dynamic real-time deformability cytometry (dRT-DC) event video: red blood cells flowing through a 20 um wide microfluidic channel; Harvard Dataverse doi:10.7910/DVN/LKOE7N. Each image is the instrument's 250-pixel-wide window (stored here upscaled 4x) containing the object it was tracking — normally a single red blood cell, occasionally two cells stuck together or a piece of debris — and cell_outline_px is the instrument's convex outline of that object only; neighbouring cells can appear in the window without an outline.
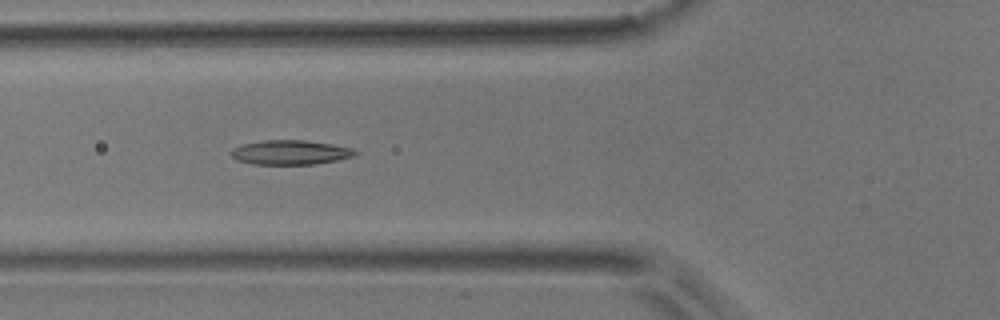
{"species": "common noctule bat (a hibernating species)", "species_latin": "Nyctalus noctula", "temperature_condition": "room temperature", "stored_images_in_passage": 6, "camera_frame_rate_fps": 3000, "um_per_image_px": 0.085, "animal": {"sex": "male", "body_mass_g": 17.9}, "frame": {"image": 1, "passage_image": 5, "time_ms": 4.667, "image_size_px": [1000, 320], "cell_outline_px": [[360, 152], [356, 156], [340, 160], [316, 164], [252, 164], [236, 160], [232, 156], [232, 148], [244, 144], [264, 140], [304, 140], [332, 144], [352, 148]], "centroid_in_image_um": [24.75, 12.96], "position_along_channel_um": 101.1, "area_um2": 17.8}}
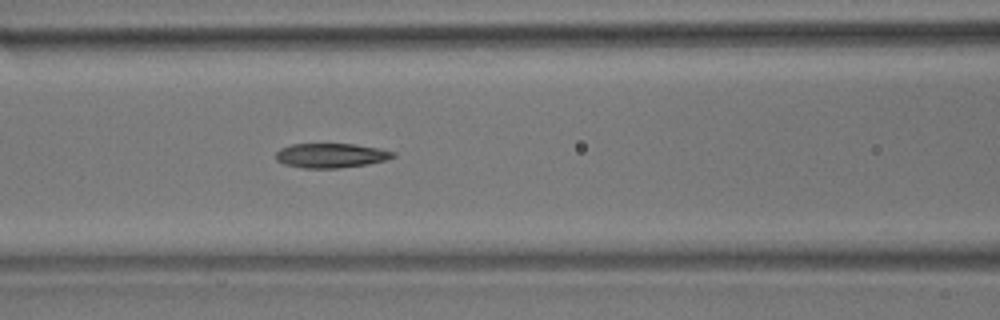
{"frame": {"image": 2, "passage_image": 6, "time_ms": 5.667, "image_size_px": [1000, 320], "cell_outline_px": [[396, 156], [388, 160], [368, 164], [340, 168], [304, 168], [284, 164], [276, 160], [276, 152], [280, 148], [292, 144], [356, 144], [380, 148], [396, 152]], "centroid_in_image_um": [28.18, 13.22], "position_along_channel_um": 138.4, "area_um2": 16.94}}